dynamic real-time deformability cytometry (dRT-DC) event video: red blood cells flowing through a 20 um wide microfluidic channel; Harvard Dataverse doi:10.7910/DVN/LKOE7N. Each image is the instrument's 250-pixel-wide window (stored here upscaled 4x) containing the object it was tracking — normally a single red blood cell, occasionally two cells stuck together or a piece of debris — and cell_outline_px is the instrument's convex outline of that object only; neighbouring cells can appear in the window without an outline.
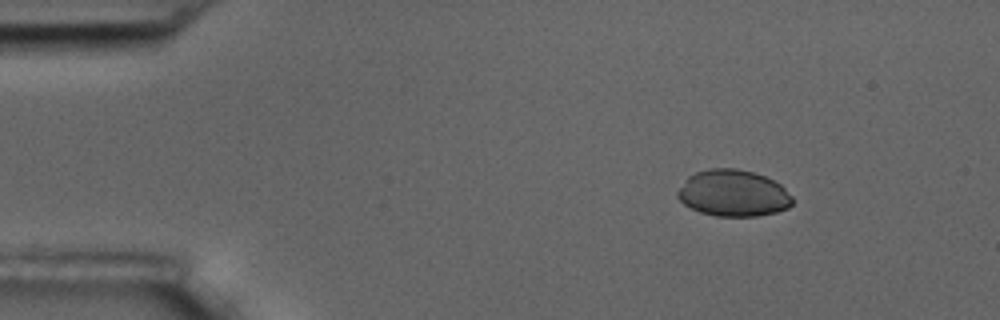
{"species": "common noctule bat (a hibernating species)", "species_latin": "Nyctalus noctula", "temperature_condition": "room temperature", "stored_images_in_passage": 8, "camera_frame_rate_fps": 3000, "um_per_image_px": 0.085, "animal": {"sex": "male", "body_mass_g": 17.5, "forearm_length_mm": 52.3}, "frame": {"image": 1, "passage_image": 2, "time_ms": 1.333, "image_size_px": [1000, 320], "cell_outline_px": [[792, 204], [788, 208], [776, 212], [756, 216], [716, 216], [700, 212], [684, 204], [676, 196], [676, 192], [688, 176], [696, 172], [708, 168], [736, 168], [752, 172], [764, 176], [780, 184], [792, 196]], "centroid_in_image_um": [62.31, 16.42], "position_along_channel_um": 22.7, "area_um2": 31.1}}
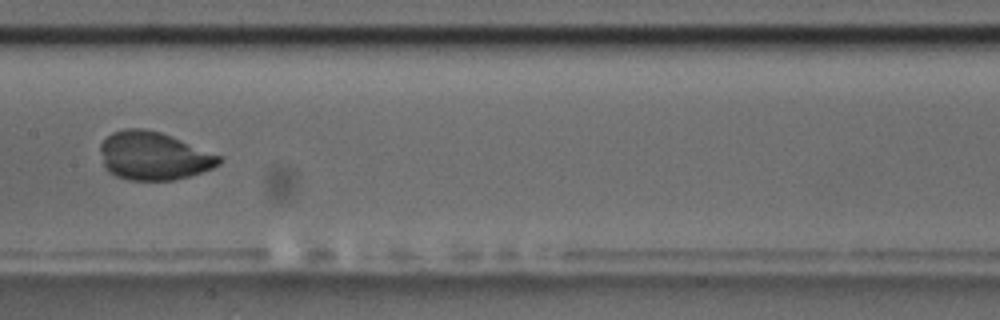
{"frame": {"image": 2, "passage_image": 8, "time_ms": 8.333, "image_size_px": [1000, 320], "cell_outline_px": [[224, 160], [220, 164], [212, 168], [188, 176], [172, 180], [128, 180], [116, 176], [108, 172], [104, 164], [100, 148], [100, 144], [112, 132], [124, 128], [144, 128], [160, 132], [220, 156]], "centroid_in_image_um": [13.03, 13.25], "position_along_channel_um": 194.4, "area_um2": 33.0}}